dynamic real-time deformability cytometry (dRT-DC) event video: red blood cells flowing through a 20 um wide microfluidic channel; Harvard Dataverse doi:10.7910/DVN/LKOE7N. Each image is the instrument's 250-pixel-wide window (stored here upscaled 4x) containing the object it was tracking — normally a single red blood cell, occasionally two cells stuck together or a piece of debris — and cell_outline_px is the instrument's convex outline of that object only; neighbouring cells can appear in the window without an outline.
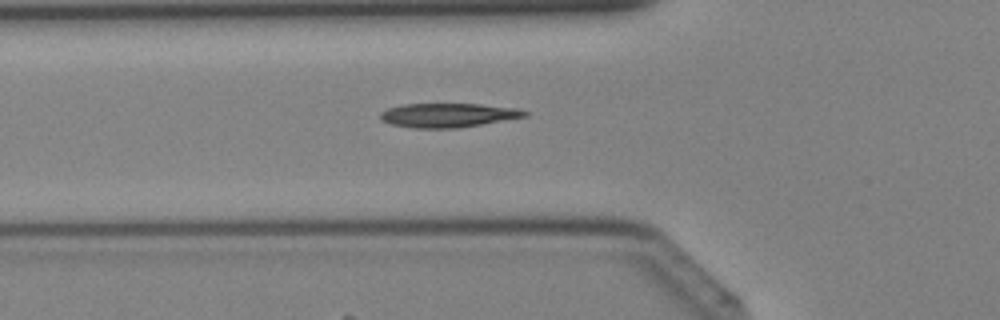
{"species": "Egyptian fruit bat (a non-hibernating species)", "species_latin": "Rousettus aegyptiacus", "temperature_condition": "cold", "stored_images_in_passage": 34, "camera_frame_rate_fps": 3000, "um_per_image_px": 0.085, "animal": {"sex": "female"}, "frame": {"image": 1, "passage_image": 8, "time_ms": 2.333, "image_size_px": [1000, 320], "cell_outline_px": [[528, 116], [456, 128], [412, 128], [392, 124], [380, 120], [380, 112], [388, 108], [404, 104], [480, 104], [520, 108], [528, 112]], "centroid_in_image_um": [38.08, 9.78], "position_along_channel_um": 87.7, "area_um2": 20.23}}
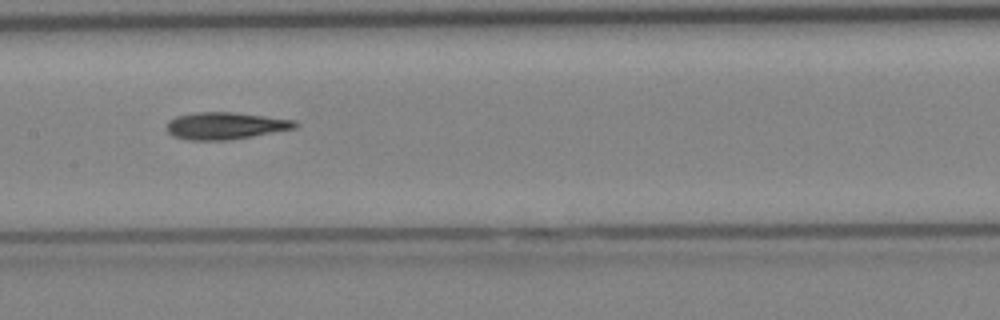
{"frame": {"image": 2, "passage_image": 14, "time_ms": 4.333, "image_size_px": [1000, 320], "cell_outline_px": [[300, 124], [296, 128], [252, 136], [228, 140], [188, 140], [172, 136], [168, 132], [168, 120], [176, 116], [196, 112], [236, 112], [296, 120]], "centroid_in_image_um": [19.18, 10.68], "position_along_channel_um": 188.2, "area_um2": 20.35}}
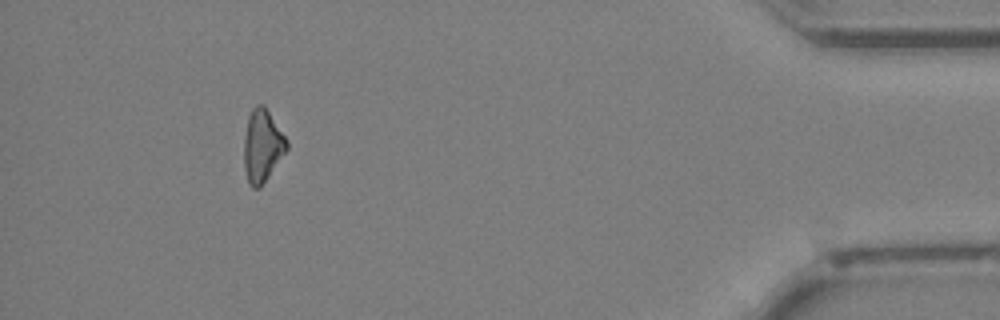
{"frame": {"image": 3, "passage_image": 31, "time_ms": 10.0, "image_size_px": [1000, 320], "cell_outline_px": [[288, 148], [260, 188], [252, 188], [248, 184], [244, 168], [244, 136], [248, 116], [252, 108], [256, 104], [264, 104], [288, 140]], "centroid_in_image_um": [22.29, 12.38], "position_along_channel_um": 412.9, "area_um2": 18.21}}